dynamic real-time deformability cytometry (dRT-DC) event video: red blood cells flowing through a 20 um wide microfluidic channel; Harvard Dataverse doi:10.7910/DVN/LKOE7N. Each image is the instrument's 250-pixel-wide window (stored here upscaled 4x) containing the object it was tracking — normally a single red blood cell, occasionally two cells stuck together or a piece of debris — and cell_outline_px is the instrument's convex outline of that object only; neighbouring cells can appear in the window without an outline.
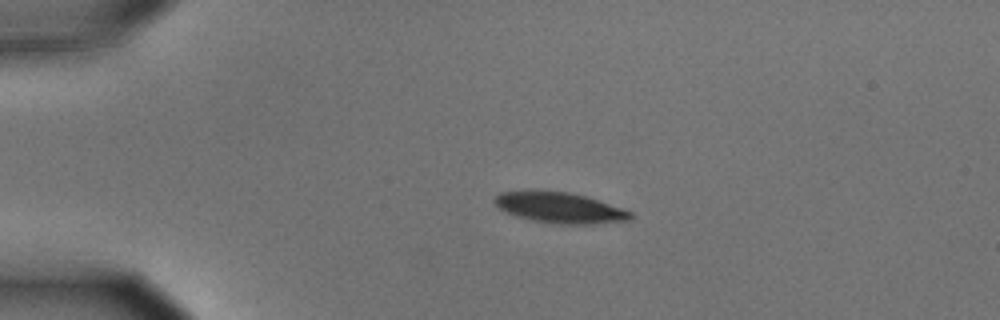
{"species": "common noctule bat (a hibernating species)", "species_latin": "Nyctalus noctula", "temperature_condition": "cold", "stored_images_in_passage": 4, "camera_frame_rate_fps": 3000, "um_per_image_px": 0.085, "animal": {"sex": "male", "body_mass_g": 15.6}, "frame": {"image": 1, "passage_image": 3, "time_ms": 0.667, "image_size_px": [1000, 320], "cell_outline_px": [[632, 220], [592, 224], [564, 224], [532, 220], [516, 216], [500, 208], [492, 200], [500, 192], [568, 192], [588, 196], [632, 212]], "centroid_in_image_um": [47.64, 17.67], "position_along_channel_um": 37.4, "area_um2": 23.76}}